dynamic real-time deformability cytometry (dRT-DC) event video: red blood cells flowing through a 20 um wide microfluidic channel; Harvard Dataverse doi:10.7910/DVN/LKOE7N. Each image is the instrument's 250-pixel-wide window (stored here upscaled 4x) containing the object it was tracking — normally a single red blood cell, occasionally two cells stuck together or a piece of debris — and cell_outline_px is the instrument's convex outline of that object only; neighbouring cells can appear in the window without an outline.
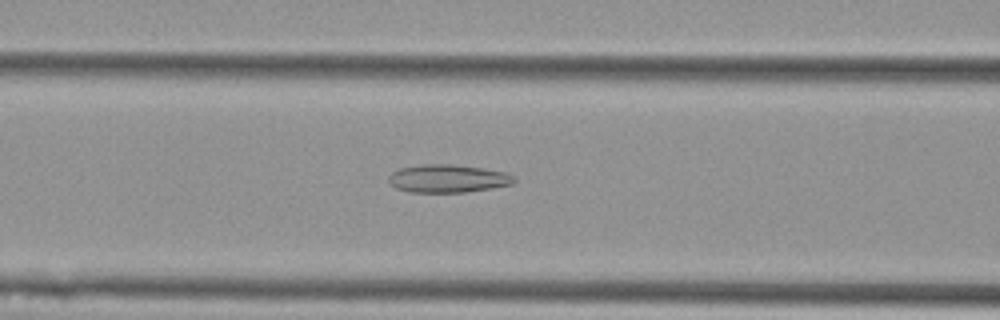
{"species": "Egyptian fruit bat (a non-hibernating species)", "species_latin": "Rousettus aegyptiacus", "temperature_condition": "cold", "stored_images_in_passage": 50, "camera_frame_rate_fps": 3000, "um_per_image_px": 0.085, "animal": {"sex": "female"}, "frame": {"image": 1, "passage_image": 17, "time_ms": 5.333, "image_size_px": [1000, 320], "cell_outline_px": [[516, 180], [512, 184], [492, 188], [464, 192], [412, 192], [396, 188], [388, 180], [388, 176], [392, 172], [400, 168], [420, 164], [452, 164], [484, 168], [504, 172], [512, 176]], "centroid_in_image_um": [38.05, 15.17], "position_along_channel_um": 128.6, "area_um2": 20.4}}
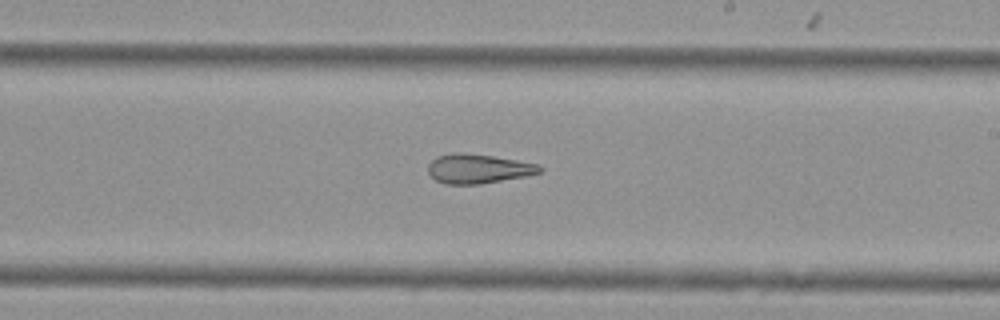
{"frame": {"image": 2, "passage_image": 27, "time_ms": 8.667, "image_size_px": [1000, 320], "cell_outline_px": [[544, 172], [524, 176], [480, 184], [444, 184], [436, 180], [428, 172], [428, 164], [436, 156], [452, 152], [460, 152], [492, 156], [516, 160], [536, 164], [544, 168]], "centroid_in_image_um": [40.62, 14.33], "position_along_channel_um": 248.4, "area_um2": 19.07}}
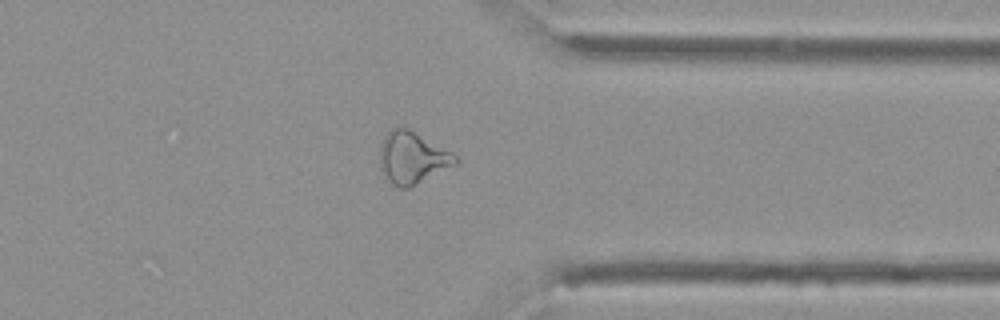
{"frame": {"image": 3, "passage_image": 38, "time_ms": 12.333, "image_size_px": [1000, 320], "cell_outline_px": [[460, 160], [456, 164], [408, 188], [400, 188], [392, 184], [384, 176], [380, 168], [380, 148], [384, 136], [392, 128], [408, 128], [452, 152]], "centroid_in_image_um": [35.03, 13.41], "position_along_channel_um": 376.4, "area_um2": 22.66}, "authors_computed_cell_mechanics": {"area_um2": 23.0044, "velocity_mm_per_s": 3.601, "shape_relaxation_time_tau1_ms": null, "shape_relaxation_time_tau2_ms": 2.4229, "deformation_change_tau1": null, "deformation_change_tau2": 0.1154}}